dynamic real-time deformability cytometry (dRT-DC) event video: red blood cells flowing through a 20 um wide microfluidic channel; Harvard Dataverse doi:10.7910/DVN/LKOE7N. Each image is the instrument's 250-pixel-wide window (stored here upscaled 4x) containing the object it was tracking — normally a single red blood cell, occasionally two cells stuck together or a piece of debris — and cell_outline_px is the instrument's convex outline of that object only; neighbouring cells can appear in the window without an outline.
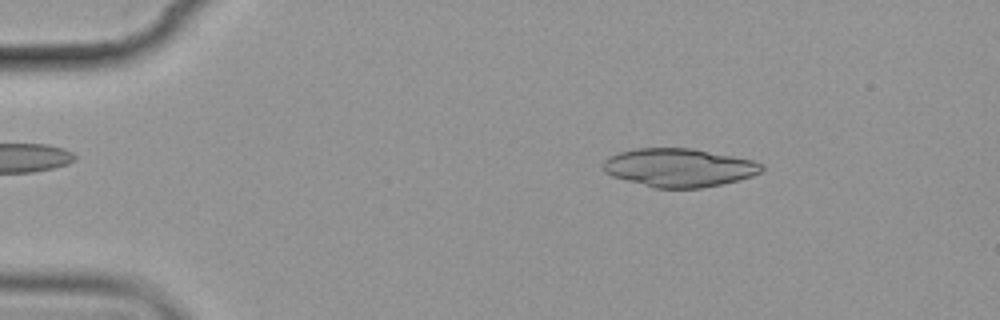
{"species": "common noctule bat (a hibernating species)", "species_latin": "Nyctalus noctula", "temperature_condition": "cold", "stored_images_in_passage": 4, "camera_frame_rate_fps": 3000, "um_per_image_px": 0.085, "animal": {"sex": "female", "body_mass_g": 19.9}, "frame": {"image": 1, "passage_image": 2, "time_ms": 1.0, "image_size_px": [1000, 320], "cell_outline_px": [[764, 168], [760, 172], [752, 176], [740, 180], [700, 188], [652, 188], [612, 176], [604, 172], [600, 168], [604, 160], [608, 156], [620, 152], [636, 148], [692, 148], [752, 160], [764, 164]], "centroid_in_image_um": [57.67, 14.25], "position_along_channel_um": 27.3, "area_um2": 35.66}}